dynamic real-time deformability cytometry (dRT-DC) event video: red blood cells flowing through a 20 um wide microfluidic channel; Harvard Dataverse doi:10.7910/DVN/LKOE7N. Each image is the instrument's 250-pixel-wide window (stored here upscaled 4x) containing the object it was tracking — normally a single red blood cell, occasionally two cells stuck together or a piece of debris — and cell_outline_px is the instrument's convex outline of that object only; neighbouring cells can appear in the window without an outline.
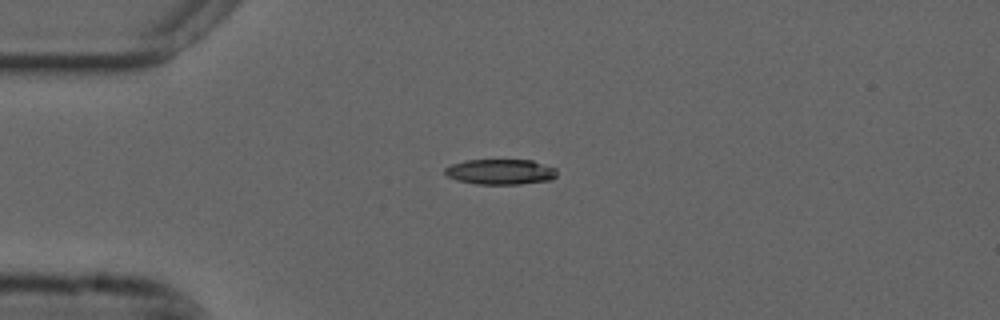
{"species": "common noctule bat (a hibernating species)", "species_latin": "Nyctalus noctula", "temperature_condition": "cold", "stored_images_in_passage": 43, "camera_frame_rate_fps": 3000, "um_per_image_px": 0.085, "animal": {"sex": "male", "forearm_length_mm": 52.5}, "frame": {"image": 1, "passage_image": 1, "time_ms": 0.0, "image_size_px": [1000, 320], "cell_outline_px": [[556, 176], [552, 180], [520, 184], [476, 184], [456, 180], [448, 176], [444, 172], [444, 168], [452, 164], [464, 160], [532, 160], [556, 168]], "centroid_in_image_um": [42.54, 14.6], "position_along_channel_um": 42.5, "area_um2": 16.65}}
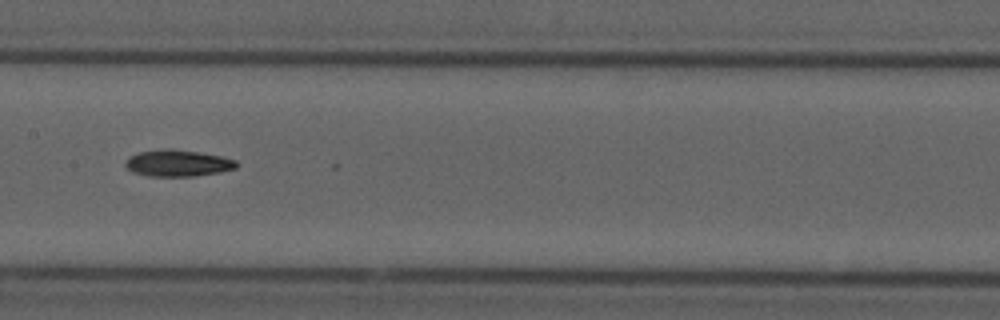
{"frame": {"image": 2, "passage_image": 15, "time_ms": 4.667, "image_size_px": [1000, 320], "cell_outline_px": [[236, 168], [220, 172], [192, 176], [148, 176], [132, 172], [124, 164], [128, 156], [140, 152], [164, 148], [172, 148], [220, 156], [236, 160]], "centroid_in_image_um": [15.06, 13.86], "position_along_channel_um": 192.3, "area_um2": 17.11}}
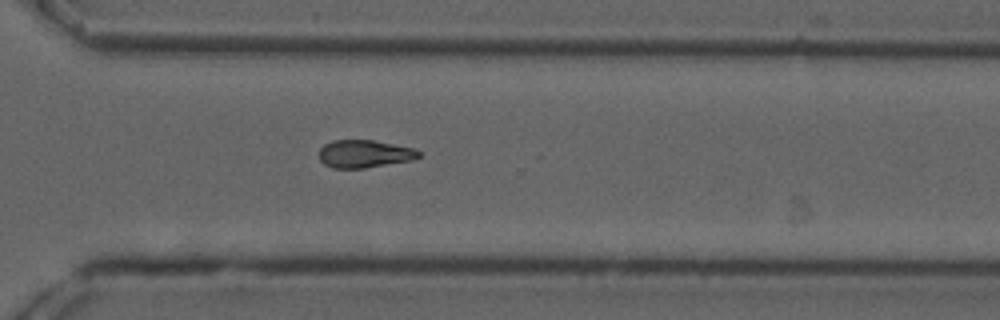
{"frame": {"image": 3, "passage_image": 27, "time_ms": 8.667, "image_size_px": [1000, 320], "cell_outline_px": [[420, 156], [412, 160], [364, 168], [332, 168], [324, 164], [320, 160], [320, 148], [324, 144], [332, 140], [372, 140], [412, 148], [420, 152]], "centroid_in_image_um": [30.94, 13.08], "position_along_channel_um": 339.7, "area_um2": 15.95}, "authors_computed_cell_mechanics": {"area_um2": 16.5886, "velocity_mm_per_s": 3.6996, "shape_relaxation_time_tau1_ms": 9.326, "shape_relaxation_time_tau2_ms": null, "deformation_change_tau1": 0.1792, "deformation_change_tau2": null}}